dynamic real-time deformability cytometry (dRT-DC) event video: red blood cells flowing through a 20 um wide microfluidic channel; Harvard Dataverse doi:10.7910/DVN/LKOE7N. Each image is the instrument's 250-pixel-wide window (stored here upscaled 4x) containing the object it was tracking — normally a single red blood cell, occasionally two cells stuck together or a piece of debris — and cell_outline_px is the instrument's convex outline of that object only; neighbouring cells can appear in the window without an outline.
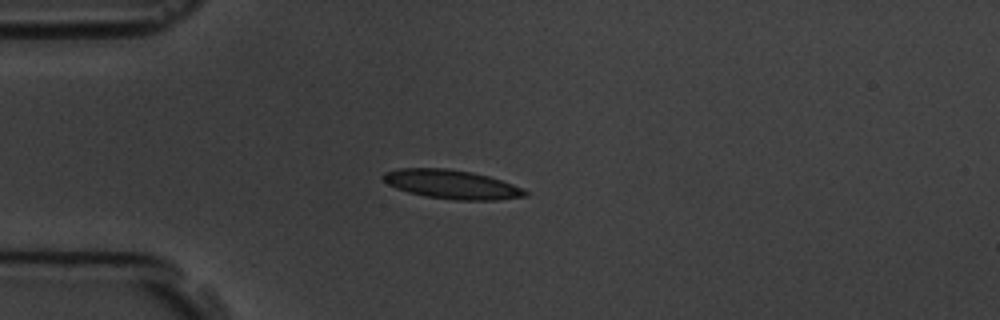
{"species": "common noctule bat (a hibernating species)", "species_latin": "Nyctalus noctula", "temperature_condition": "room temperature", "stored_images_in_passage": 5, "camera_frame_rate_fps": 3000, "um_per_image_px": 0.085, "animal": {"sex": "male", "body_mass_g": 19.5, "forearm_length_mm": 54.6}, "frame": {"image": 1, "passage_image": 1, "time_ms": 0.0, "image_size_px": [1000, 320], "cell_outline_px": [[528, 196], [496, 200], [456, 200], [424, 196], [408, 192], [396, 188], [388, 184], [380, 176], [384, 172], [400, 168], [448, 168], [472, 172], [488, 176], [524, 188], [528, 192]], "centroid_in_image_um": [38.39, 15.67], "position_along_channel_um": 46.6, "area_um2": 24.04}}
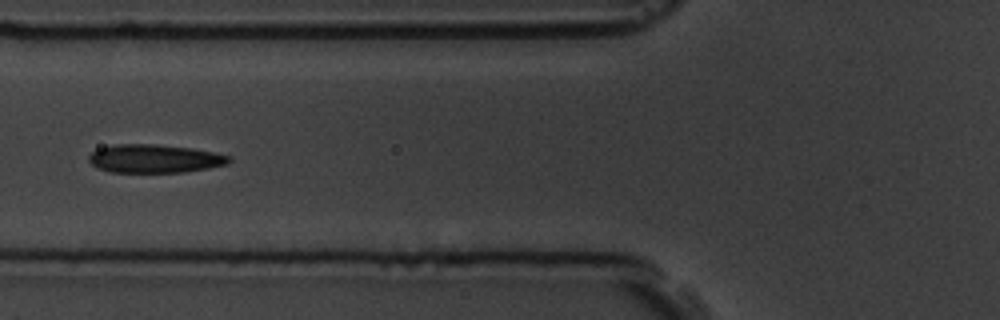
{"frame": {"image": 2, "passage_image": 3, "time_ms": 2.333, "image_size_px": [1000, 320], "cell_outline_px": [[232, 160], [228, 164], [208, 168], [184, 172], [112, 172], [96, 168], [88, 160], [88, 156], [92, 152], [100, 148], [116, 144], [156, 144], [192, 148], [232, 156]], "centroid_in_image_um": [13.15, 13.48], "position_along_channel_um": 112.7, "area_um2": 23.24}}
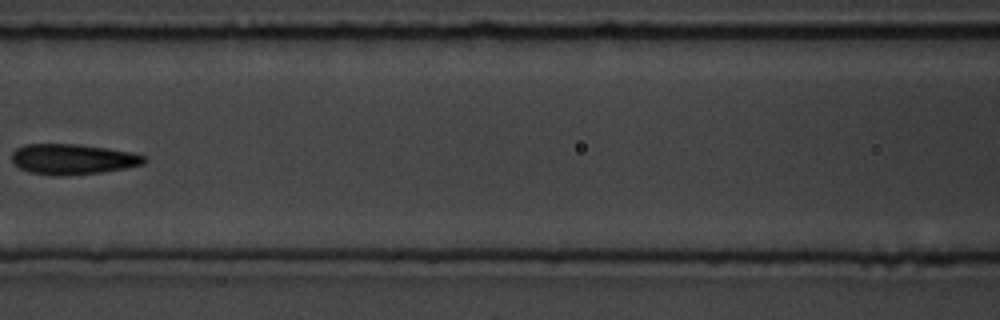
{"frame": {"image": 3, "passage_image": 4, "time_ms": 3.667, "image_size_px": [1000, 320], "cell_outline_px": [[148, 160], [144, 164], [124, 168], [100, 172], [64, 176], [56, 176], [28, 172], [20, 168], [12, 160], [12, 152], [16, 148], [24, 144], [76, 144], [108, 148], [132, 152], [144, 156]], "centroid_in_image_um": [6.18, 13.53], "position_along_channel_um": 160.4, "area_um2": 23.52}}